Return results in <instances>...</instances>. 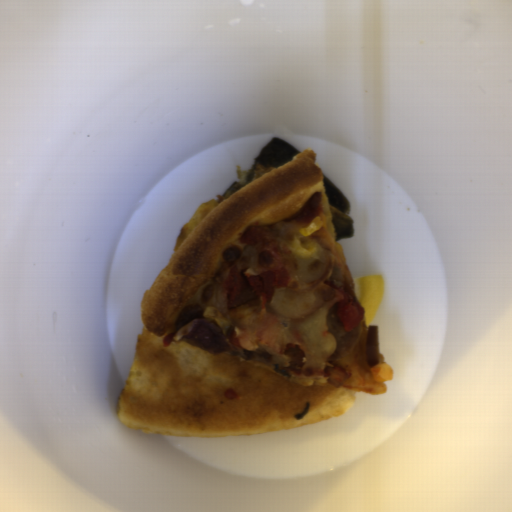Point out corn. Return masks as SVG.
I'll return each mask as SVG.
<instances>
[{
  "mask_svg": "<svg viewBox=\"0 0 512 512\" xmlns=\"http://www.w3.org/2000/svg\"><path fill=\"white\" fill-rule=\"evenodd\" d=\"M323 225H324V221L322 220V218L316 217L315 219H313L311 221L309 226L301 227L300 231L303 236H308V235L314 233L315 231L319 230L320 228H322Z\"/></svg>",
  "mask_w": 512,
  "mask_h": 512,
  "instance_id": "corn-1",
  "label": "corn"
}]
</instances>
